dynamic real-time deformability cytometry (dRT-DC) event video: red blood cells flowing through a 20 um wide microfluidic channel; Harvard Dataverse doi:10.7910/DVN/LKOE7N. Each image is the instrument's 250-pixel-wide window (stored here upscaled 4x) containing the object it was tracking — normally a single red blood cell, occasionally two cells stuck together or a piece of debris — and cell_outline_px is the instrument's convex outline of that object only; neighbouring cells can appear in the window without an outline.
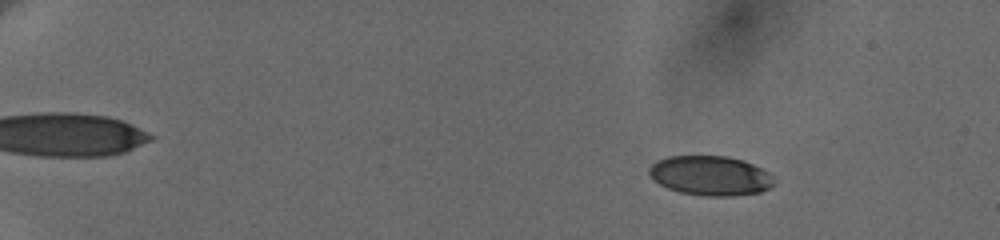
{"species": "human", "species_latin": "Homo sapiens", "temperature_condition": "cold", "stored_images_in_passage": 10, "camera_frame_rate_fps": 3000, "um_per_image_px": 0.085, "donor": {"sex": "female"}, "frame": {"image": 1, "passage_image": 9, "time_ms": 3.0, "image_size_px": [1000, 240], "cell_outline_px": [[776, 184], [760, 192], [728, 196], [708, 196], [680, 192], [668, 188], [660, 184], [648, 176], [648, 168], [656, 160], [668, 156], [728, 156], [744, 160], [768, 172], [772, 176]], "centroid_in_image_um": [60.36, 14.92], "position_along_channel_um": 24.6, "area_um2": 28.9}}